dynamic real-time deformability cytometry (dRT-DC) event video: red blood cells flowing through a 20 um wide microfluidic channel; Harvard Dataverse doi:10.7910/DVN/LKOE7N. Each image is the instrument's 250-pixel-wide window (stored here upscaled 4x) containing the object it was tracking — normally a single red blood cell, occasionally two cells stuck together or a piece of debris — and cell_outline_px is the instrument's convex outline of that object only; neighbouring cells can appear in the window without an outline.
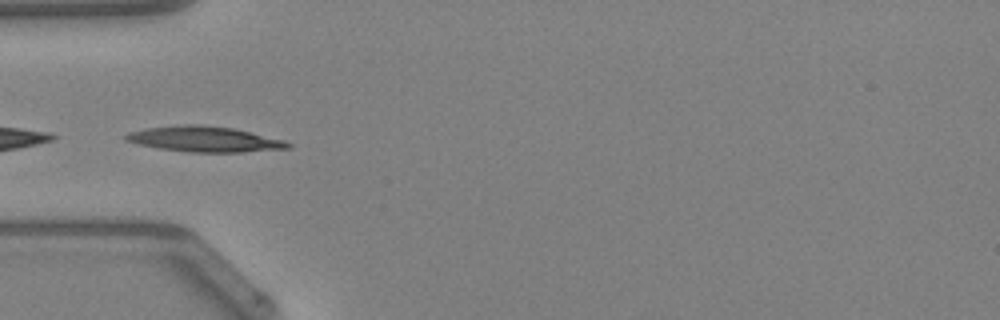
{"species": "Egyptian fruit bat (a non-hibernating species)", "species_latin": "Rousettus aegyptiacus", "temperature_condition": "warm", "stored_images_in_passage": 40, "camera_frame_rate_fps": 3000, "um_per_image_px": 0.085, "animal": {"sex": "female"}, "frame": {"image": 1, "passage_image": 8, "time_ms": 2.333, "image_size_px": [1000, 320], "cell_outline_px": [[292, 148], [240, 152], [192, 152], [160, 148], [140, 144], [124, 140], [124, 136], [132, 132], [148, 128], [176, 124], [204, 124], [232, 128], [284, 140], [292, 144]], "centroid_in_image_um": [17.41, 11.82], "position_along_channel_um": 67.6, "area_um2": 23.87}}
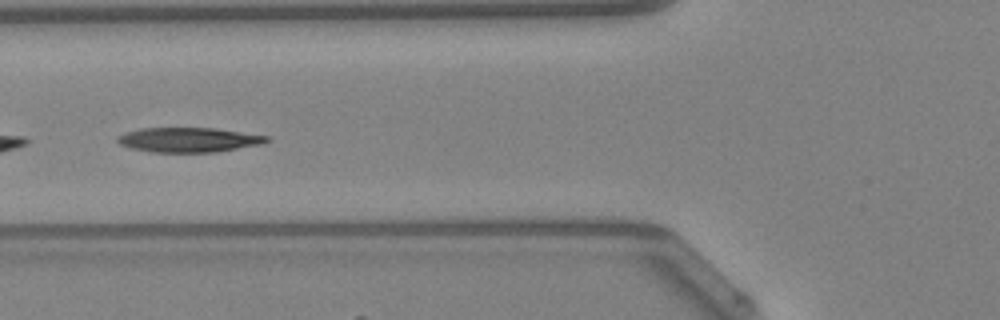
{"frame": {"image": 2, "passage_image": 11, "time_ms": 3.333, "image_size_px": [1000, 320], "cell_outline_px": [[272, 140], [260, 144], [216, 152], [152, 152], [132, 148], [120, 144], [116, 140], [120, 136], [128, 132], [140, 128], [216, 128], [268, 136]], "centroid_in_image_um": [16.07, 11.88], "position_along_channel_um": 109.7, "area_um2": 21.21}, "authors_computed_cell_mechanics": {"area_um2": 22.1085, "velocity_mm_per_s": 4.2548, "shape_relaxation_time_tau1_ms": 10.0571, "shape_relaxation_time_tau2_ms": 8.7877, "deformation_change_tau1": 0.2543, "deformation_change_tau2": 0.1661}}